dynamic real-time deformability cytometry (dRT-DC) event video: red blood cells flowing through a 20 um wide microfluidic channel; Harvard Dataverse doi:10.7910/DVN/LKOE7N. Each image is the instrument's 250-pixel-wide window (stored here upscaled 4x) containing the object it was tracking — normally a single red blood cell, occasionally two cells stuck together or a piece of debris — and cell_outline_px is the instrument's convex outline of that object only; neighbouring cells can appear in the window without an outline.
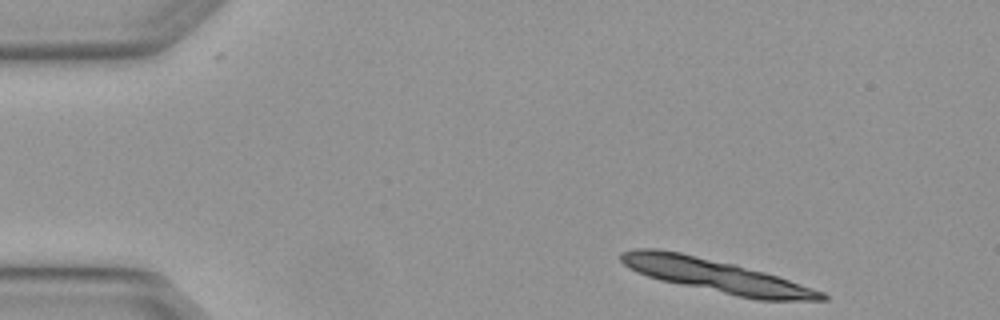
{"species": "Egyptian fruit bat (a non-hibernating species)", "species_latin": "Rousettus aegyptiacus", "temperature_condition": "warm", "stored_images_in_passage": 5, "segment_of_instrument_passage": [1, 2], "camera_frame_rate_fps": 3000, "um_per_image_px": 0.085, "animal": {"sex": "female"}, "frame": {"image": 1, "passage_image": 1, "time_ms": 0.0, "image_size_px": [1000, 320], "cell_outline_px": [[828, 300], [760, 300], [736, 296], [660, 280], [636, 272], [628, 268], [620, 260], [620, 252], [636, 248], [656, 248], [680, 252], [736, 264], [764, 272], [824, 292], [828, 296]], "centroid_in_image_um": [60.81, 23.43], "position_along_channel_um": 24.2, "area_um2": 38.49}}